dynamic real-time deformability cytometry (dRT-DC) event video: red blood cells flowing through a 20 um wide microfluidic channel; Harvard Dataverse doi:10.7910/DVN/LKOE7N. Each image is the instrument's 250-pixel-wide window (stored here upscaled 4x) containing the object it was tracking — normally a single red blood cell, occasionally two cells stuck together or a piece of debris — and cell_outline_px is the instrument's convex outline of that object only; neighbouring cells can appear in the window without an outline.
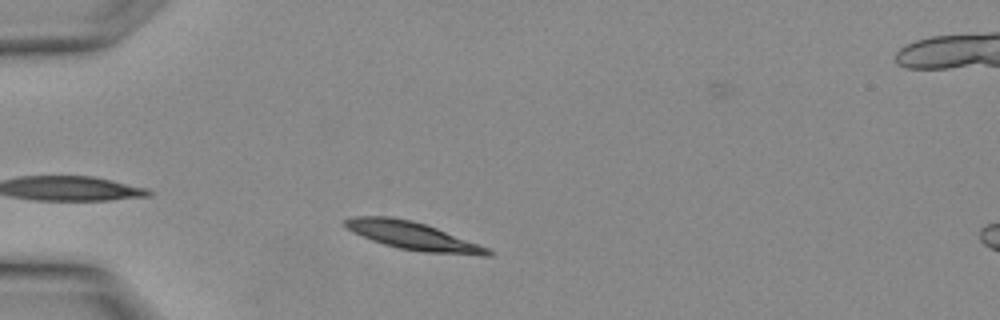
{"species": "Egyptian fruit bat (a non-hibernating species)", "species_latin": "Rousettus aegyptiacus", "temperature_condition": "warm", "stored_images_in_passage": 9, "camera_frame_rate_fps": 3000, "um_per_image_px": 0.085, "animal": {"sex": "female"}, "frame": {"image": 1, "passage_image": 3, "time_ms": 0.667, "image_size_px": [1000, 320], "cell_outline_px": [[492, 256], [480, 256], [424, 252], [400, 248], [384, 244], [372, 240], [348, 228], [344, 224], [344, 220], [356, 216], [388, 216], [412, 220], [436, 228], [488, 248], [492, 252]], "centroid_in_image_um": [35.13, 20.06], "position_along_channel_um": 49.9, "area_um2": 22.72}}
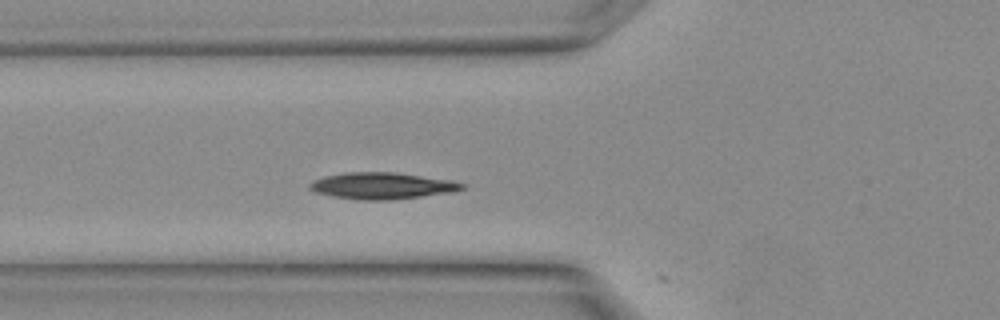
{"frame": {"image": 2, "passage_image": 6, "time_ms": 1.667, "image_size_px": [1000, 320], "cell_outline_px": [[464, 188], [452, 192], [392, 200], [360, 200], [332, 196], [316, 192], [308, 188], [308, 184], [312, 180], [344, 172], [396, 172], [452, 180], [464, 184]], "centroid_in_image_um": [32.46, 15.79], "position_along_channel_um": 93.3, "area_um2": 23.58}}
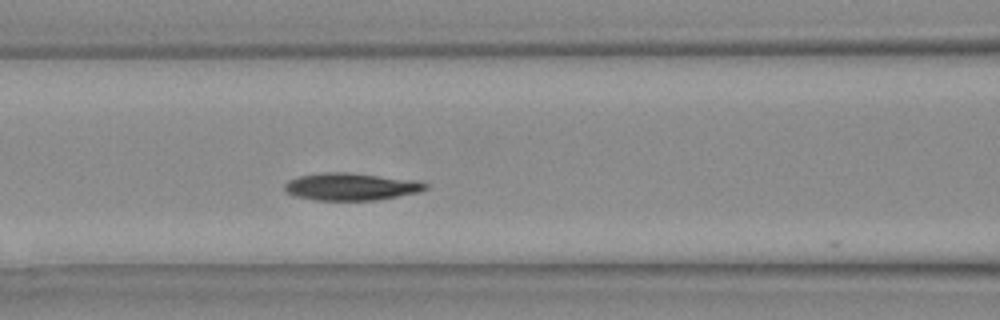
{"frame": {"image": 3, "passage_image": 8, "time_ms": 2.333, "image_size_px": [1000, 320], "cell_outline_px": [[428, 188], [420, 192], [376, 200], [316, 200], [296, 196], [288, 192], [284, 188], [284, 184], [288, 180], [300, 176], [324, 172], [348, 172], [412, 180], [428, 184]], "centroid_in_image_um": [29.83, 15.86], "position_along_channel_um": 136.8, "area_um2": 22.2}}